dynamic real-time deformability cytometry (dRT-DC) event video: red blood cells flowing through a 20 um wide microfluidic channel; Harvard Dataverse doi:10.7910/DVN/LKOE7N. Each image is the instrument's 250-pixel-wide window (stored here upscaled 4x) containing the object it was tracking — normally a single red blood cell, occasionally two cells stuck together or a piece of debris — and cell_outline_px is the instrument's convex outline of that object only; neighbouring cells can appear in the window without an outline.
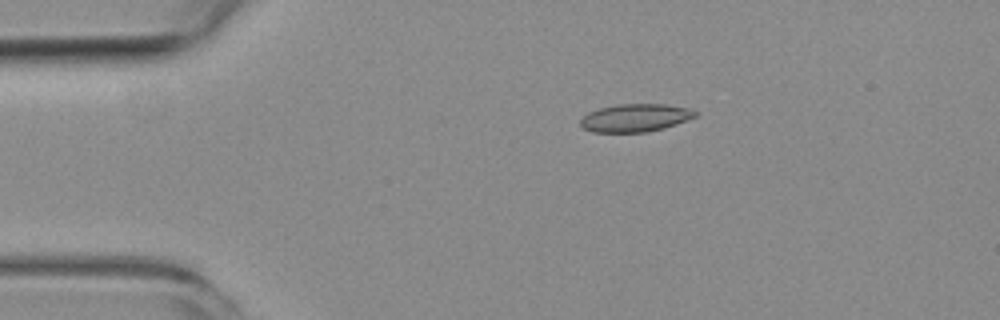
{"species": "common noctule bat (a hibernating species)", "species_latin": "Nyctalus noctula", "temperature_condition": "room temperature", "stored_images_in_passage": 9, "camera_frame_rate_fps": 3000, "um_per_image_px": 0.085, "animal": {"sex": "female", "body_mass_g": 19.3, "forearm_length_mm": 54.1}, "frame": {"image": 1, "passage_image": 4, "time_ms": 3.333, "image_size_px": [1000, 320], "cell_outline_px": [[696, 116], [676, 124], [664, 128], [648, 132], [592, 132], [580, 128], [580, 120], [588, 112], [600, 108], [616, 104], [664, 104], [688, 108], [696, 112]], "centroid_in_image_um": [53.95, 10.02], "position_along_channel_um": 31.1, "area_um2": 18.67}}
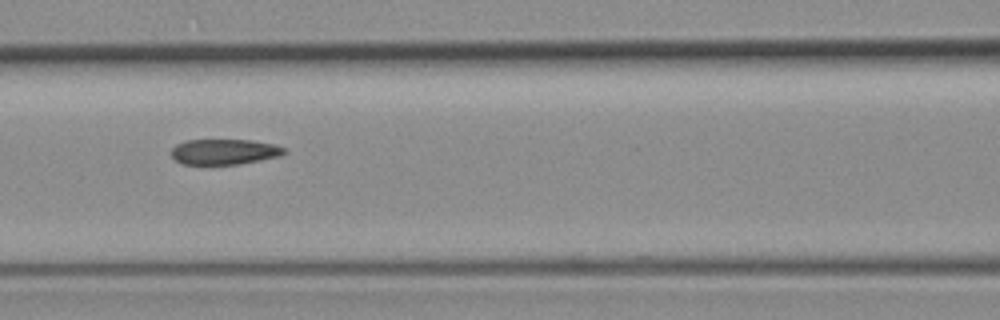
{"frame": {"image": 2, "passage_image": 7, "time_ms": 7.667, "image_size_px": [1000, 320], "cell_outline_px": [[288, 152], [280, 156], [240, 164], [184, 164], [176, 160], [172, 156], [172, 148], [176, 144], [184, 140], [252, 140], [276, 144], [284, 148]], "centroid_in_image_um": [19.1, 12.89], "position_along_channel_um": 147.5, "area_um2": 16.82}}
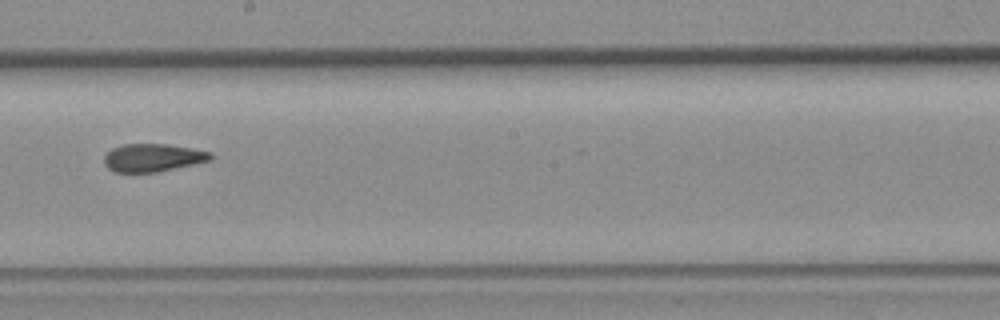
{"frame": {"image": 3, "passage_image": 9, "time_ms": 10.0, "image_size_px": [1000, 320], "cell_outline_px": [[212, 160], [196, 164], [156, 172], [116, 172], [108, 168], [104, 164], [104, 156], [112, 148], [124, 144], [168, 144], [192, 148], [212, 152]], "centroid_in_image_um": [13.01, 13.4], "position_along_channel_um": 235.2, "area_um2": 17.4}}